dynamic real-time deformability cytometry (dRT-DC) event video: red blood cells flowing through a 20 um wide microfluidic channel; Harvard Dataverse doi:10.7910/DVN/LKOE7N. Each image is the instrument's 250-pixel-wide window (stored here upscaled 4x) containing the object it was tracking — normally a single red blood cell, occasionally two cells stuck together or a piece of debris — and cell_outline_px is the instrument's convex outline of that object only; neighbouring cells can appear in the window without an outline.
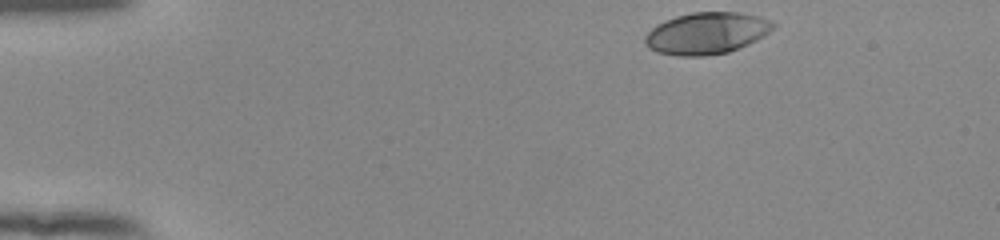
{"species": "human", "species_latin": "Homo sapiens", "temperature_condition": "room temperature", "stored_images_in_passage": 46, "camera_frame_rate_fps": 3000, "um_per_image_px": 0.085, "donor": {"sex": "female"}, "frame": {"image": 1, "passage_image": 1, "time_ms": 0.0, "image_size_px": [1000, 240], "cell_outline_px": [[776, 24], [764, 36], [748, 44], [728, 52], [704, 56], [676, 56], [656, 52], [648, 48], [644, 44], [644, 36], [656, 24], [664, 20], [676, 16], [692, 12], [740, 12], [772, 20]], "centroid_in_image_um": [60.02, 2.83], "position_along_channel_um": 25.0, "area_um2": 31.33}}
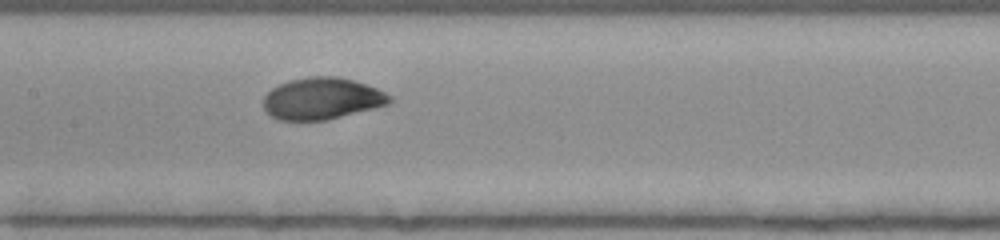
{"frame": {"image": 2, "passage_image": 20, "time_ms": 6.333, "image_size_px": [1000, 240], "cell_outline_px": [[392, 100], [388, 104], [376, 108], [328, 120], [280, 120], [272, 116], [264, 108], [264, 96], [272, 88], [288, 80], [312, 76], [336, 76], [352, 80], [376, 88], [392, 96]], "centroid_in_image_um": [27.38, 8.38], "position_along_channel_um": 180.0, "area_um2": 30.63}}
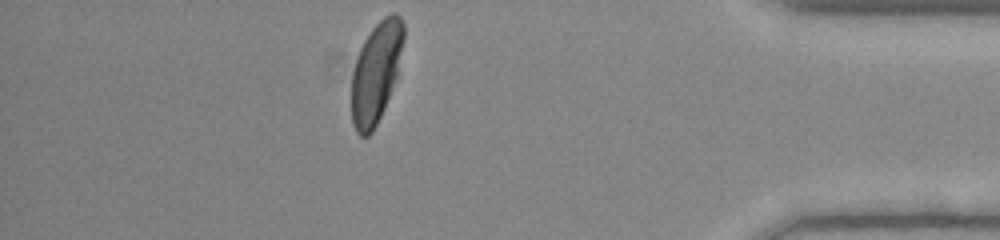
{"frame": {"image": 3, "passage_image": 40, "time_ms": 13.0, "image_size_px": [1000, 240], "cell_outline_px": [[404, 40], [396, 76], [384, 108], [372, 132], [368, 136], [360, 136], [356, 132], [352, 124], [352, 72], [360, 48], [364, 40], [372, 28], [384, 16], [392, 12], [396, 12], [400, 16], [404, 24]], "centroid_in_image_um": [31.96, 6.12], "position_along_channel_um": 403.2, "area_um2": 30.29}, "authors_computed_cell_mechanics": {"area_um2": 31.1542, "velocity_mm_per_s": 3.8837, "shape_relaxation_time_tau1_ms": 2.6504, "shape_relaxation_time_tau2_ms": null, "deformation_change_tau1": 0.1628, "deformation_change_tau2": null}}